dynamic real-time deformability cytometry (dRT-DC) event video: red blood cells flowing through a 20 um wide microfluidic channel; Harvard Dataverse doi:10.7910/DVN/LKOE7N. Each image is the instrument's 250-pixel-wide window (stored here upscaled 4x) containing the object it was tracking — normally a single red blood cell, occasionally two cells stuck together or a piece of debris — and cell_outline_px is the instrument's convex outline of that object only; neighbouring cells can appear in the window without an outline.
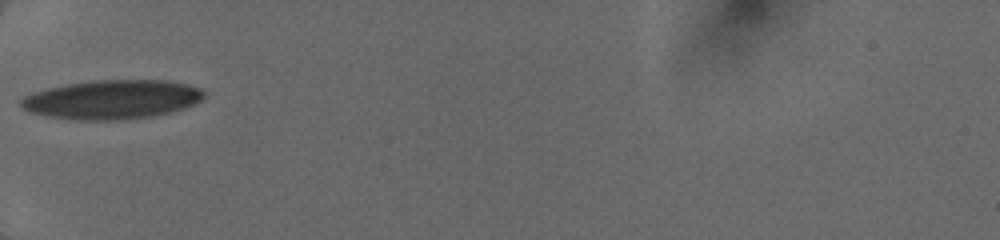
{"species": "human", "species_latin": "Homo sapiens", "temperature_condition": "cold", "stored_images_in_passage": 18, "camera_frame_rate_fps": 3000, "um_per_image_px": 0.085, "donor": {"sex": "female"}, "frame": {"image": 1, "passage_image": 1, "time_ms": 0.0, "image_size_px": [1000, 240], "cell_outline_px": [[204, 96], [196, 104], [172, 112], [152, 116], [124, 120], [76, 120], [28, 112], [20, 104], [20, 100], [24, 96], [32, 92], [48, 88], [68, 84], [92, 80], [168, 80], [188, 84], [200, 88], [204, 92]], "centroid_in_image_um": [9.55, 8.45], "position_along_channel_um": 75.5, "area_um2": 41.79}}
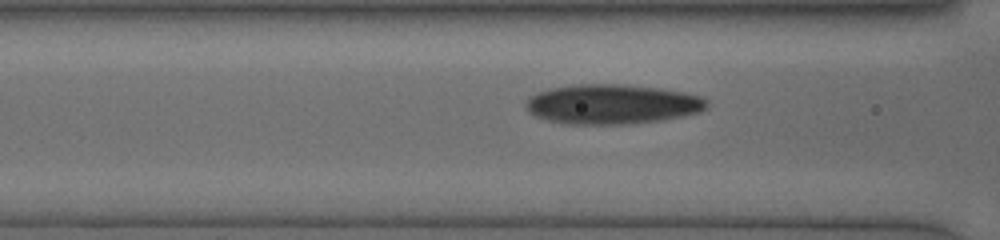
{"frame": {"image": 2, "passage_image": 6, "time_ms": 1.0, "image_size_px": [1000, 240], "cell_outline_px": [[708, 104], [704, 108], [696, 112], [680, 116], [660, 120], [628, 124], [568, 124], [548, 120], [536, 116], [528, 112], [528, 100], [532, 96], [540, 92], [552, 88], [572, 84], [624, 84], [660, 88], [684, 92], [700, 96], [708, 100]], "centroid_in_image_um": [52.04, 8.85], "position_along_channel_um": 114.6, "area_um2": 41.5}}
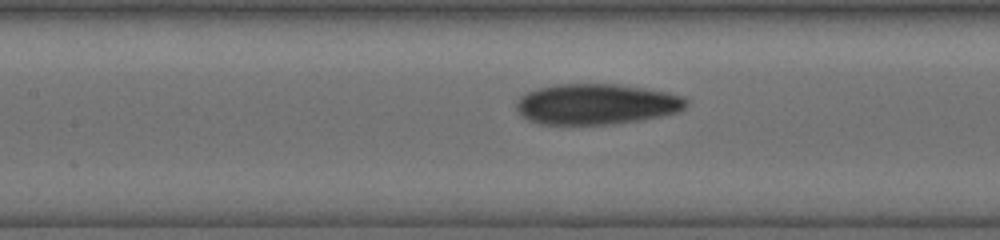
{"frame": {"image": 3, "passage_image": 12, "time_ms": 2.0, "image_size_px": [1000, 240], "cell_outline_px": [[688, 104], [680, 112], [640, 120], [612, 124], [540, 124], [528, 120], [520, 116], [516, 108], [516, 100], [520, 96], [536, 88], [552, 84], [620, 84], [668, 92], [684, 96], [688, 100]], "centroid_in_image_um": [50.68, 8.84], "position_along_channel_um": 156.7, "area_um2": 40.69}}